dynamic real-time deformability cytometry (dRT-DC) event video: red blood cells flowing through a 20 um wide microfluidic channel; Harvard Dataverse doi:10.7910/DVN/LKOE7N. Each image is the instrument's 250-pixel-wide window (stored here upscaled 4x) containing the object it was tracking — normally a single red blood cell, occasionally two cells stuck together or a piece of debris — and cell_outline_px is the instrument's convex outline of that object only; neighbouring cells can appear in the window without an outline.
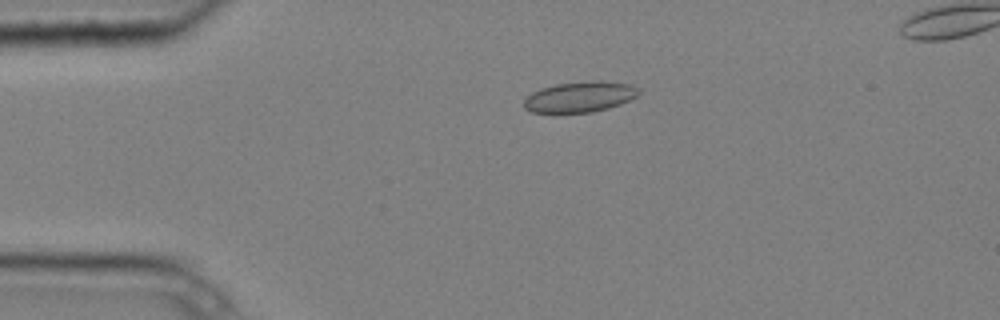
{"species": "common noctule bat (a hibernating species)", "species_latin": "Nyctalus noctula", "temperature_condition": "cold", "stored_images_in_passage": 6, "camera_frame_rate_fps": 3000, "um_per_image_px": 0.085, "animal": {"sex": "male", "body_mass_g": 20.4}, "frame": {"image": 1, "passage_image": 4, "time_ms": 1.0, "image_size_px": [1000, 320], "cell_outline_px": [[640, 92], [636, 96], [620, 104], [608, 108], [592, 112], [532, 112], [524, 108], [524, 100], [532, 92], [540, 88], [556, 84], [592, 80], [600, 80], [632, 84], [640, 88]], "centroid_in_image_um": [49.31, 8.21], "position_along_channel_um": 35.7, "area_um2": 20.52}}